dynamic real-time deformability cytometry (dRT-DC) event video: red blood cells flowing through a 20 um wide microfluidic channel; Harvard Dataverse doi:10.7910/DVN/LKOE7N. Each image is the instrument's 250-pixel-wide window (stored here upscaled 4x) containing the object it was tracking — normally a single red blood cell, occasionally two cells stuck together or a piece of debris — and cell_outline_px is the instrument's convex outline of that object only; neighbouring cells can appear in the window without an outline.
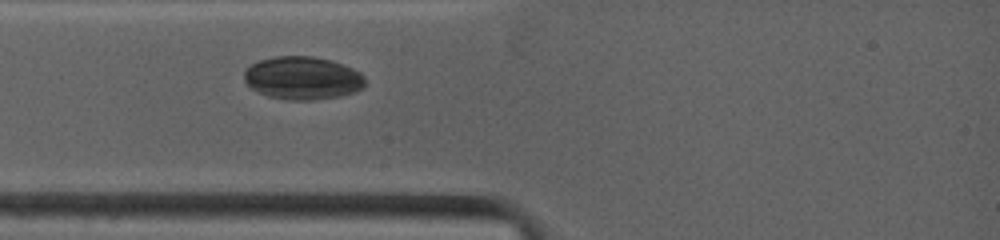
{"species": "common noctule bat (a hibernating species)", "species_latin": "Nyctalus noctula", "temperature_condition": "warm", "stored_images_in_passage": 6, "camera_frame_rate_fps": 4500, "um_per_image_px": 0.085, "animal": {"sex": "female", "body_mass_g": 19.0, "forearm_length_mm": 53.3}, "frame": {"image": 1, "passage_image": 1, "time_ms": 0.0, "image_size_px": [1000, 240], "cell_outline_px": [[364, 88], [356, 92], [340, 96], [312, 100], [288, 100], [268, 96], [256, 92], [244, 80], [244, 72], [252, 64], [260, 60], [276, 56], [312, 56], [332, 60], [344, 64], [360, 72], [364, 76]], "centroid_in_image_um": [25.74, 6.64], "position_along_channel_um": 59.3, "area_um2": 30.46}}
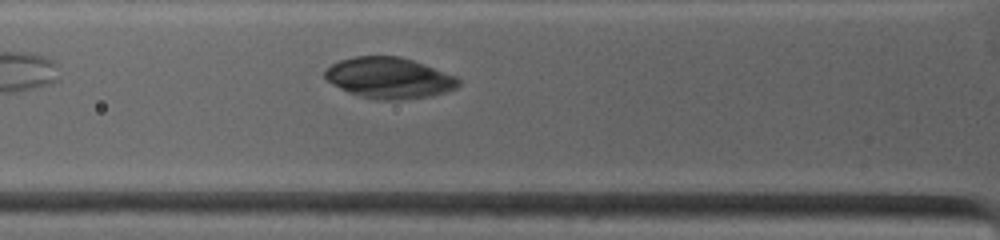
{"frame": {"image": 2, "passage_image": 3, "time_ms": 0.889, "image_size_px": [1000, 240], "cell_outline_px": [[460, 84], [456, 88], [444, 92], [428, 96], [400, 100], [376, 100], [360, 96], [348, 92], [332, 84], [324, 76], [324, 72], [332, 64], [340, 60], [356, 56], [400, 56], [412, 60], [456, 76], [460, 80]], "centroid_in_image_um": [33.07, 6.62], "position_along_channel_um": 92.7, "area_um2": 31.67}}